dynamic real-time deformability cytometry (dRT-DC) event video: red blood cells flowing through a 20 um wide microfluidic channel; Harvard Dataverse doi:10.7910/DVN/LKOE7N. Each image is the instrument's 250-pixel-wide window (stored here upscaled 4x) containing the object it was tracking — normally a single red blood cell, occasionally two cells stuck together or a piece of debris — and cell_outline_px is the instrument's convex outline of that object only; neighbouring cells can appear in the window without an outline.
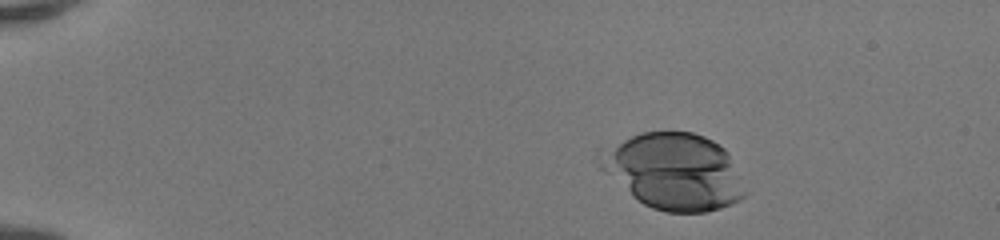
{"species": "human", "species_latin": "Homo sapiens", "temperature_condition": "room temperature", "stored_images_in_passage": 36, "camera_frame_rate_fps": 3000, "um_per_image_px": 0.085, "donor": {"sex": "female"}, "frame": {"image": 1, "passage_image": 6, "time_ms": 1.667, "image_size_px": [1000, 240], "cell_outline_px": [[744, 196], [740, 200], [732, 204], [720, 208], [704, 212], [664, 212], [652, 208], [644, 204], [604, 172], [600, 168], [596, 156], [596, 148], [640, 132], [692, 132], [704, 136], [712, 140], [724, 148], [728, 152], [744, 192]], "centroid_in_image_um": [57.19, 14.54], "position_along_channel_um": 27.8, "area_um2": 64.45}}